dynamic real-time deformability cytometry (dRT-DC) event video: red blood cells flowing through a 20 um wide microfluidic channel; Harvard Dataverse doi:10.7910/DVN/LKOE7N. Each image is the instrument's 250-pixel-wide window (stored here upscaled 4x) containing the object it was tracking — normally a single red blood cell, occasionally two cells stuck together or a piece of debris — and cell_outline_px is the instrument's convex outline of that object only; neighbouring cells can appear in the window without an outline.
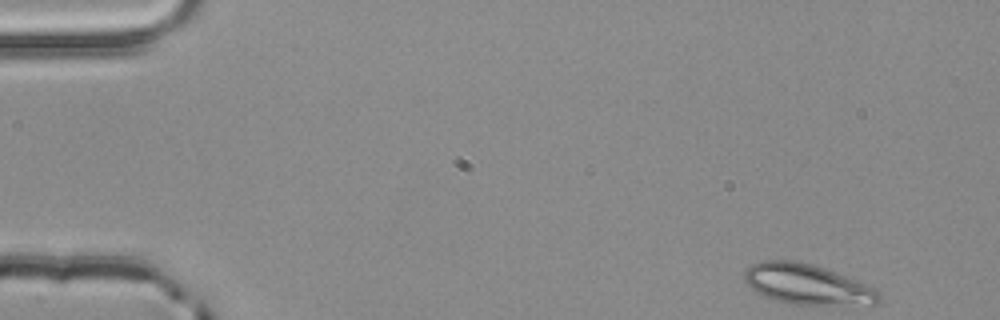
{"species": "common noctule bat (a hibernating species)", "species_latin": "Nyctalus noctula", "temperature_condition": "room temperature", "stored_images_in_passage": 51, "camera_frame_rate_fps": 3000, "um_per_image_px": 0.085, "animal": {"sex": "male", "body_mass_g": 20.4}, "frame": {"image": 1, "passage_image": 1, "time_ms": 0.0, "image_size_px": [1000, 320], "cell_outline_px": [[880, 300], [876, 304], [788, 304], [764, 296], [756, 292], [744, 280], [744, 272], [752, 264], [764, 260], [792, 260], [812, 264], [824, 268], [856, 280], [876, 288], [880, 292]], "centroid_in_image_um": [68.6, 24.16], "position_along_channel_um": 16.4, "area_um2": 31.33}}
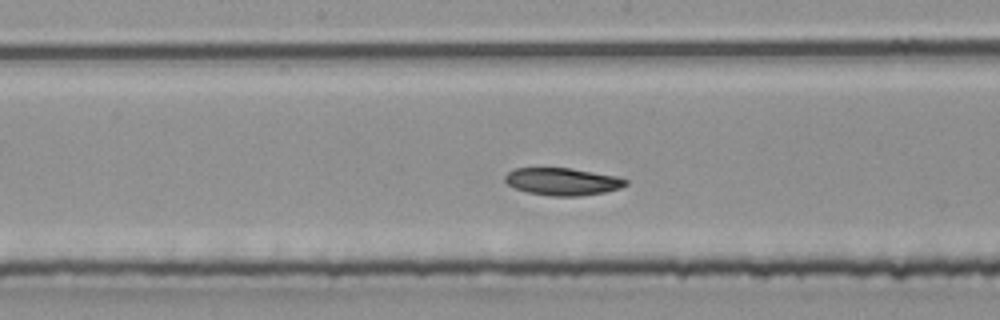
{"frame": {"image": 2, "passage_image": 25, "time_ms": 8.0, "image_size_px": [1000, 320], "cell_outline_px": [[628, 184], [620, 188], [604, 192], [580, 196], [552, 196], [528, 192], [516, 188], [508, 184], [504, 180], [504, 176], [508, 172], [516, 168], [572, 168], [616, 176], [628, 180]], "centroid_in_image_um": [47.83, 15.43], "position_along_channel_um": 200.4, "area_um2": 19.19}}
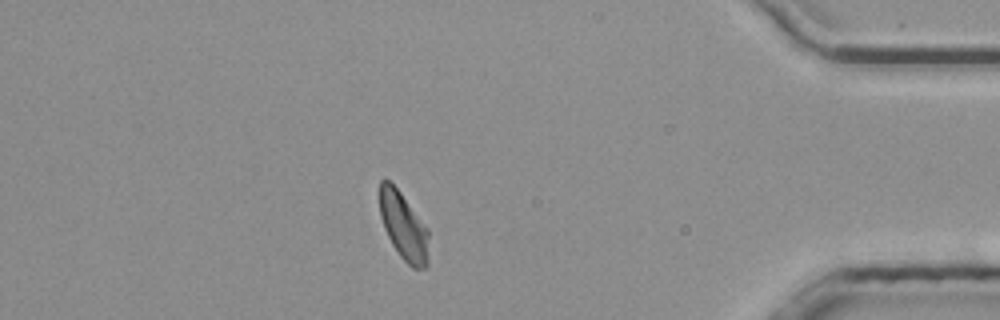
{"frame": {"image": 3, "passage_image": 44, "time_ms": 14.333, "image_size_px": [1000, 320], "cell_outline_px": [[428, 264], [424, 268], [412, 268], [400, 256], [392, 244], [384, 228], [380, 216], [380, 180], [388, 180], [400, 192], [428, 228]], "centroid_in_image_um": [34.31, 19.25], "position_along_channel_um": 400.9, "area_um2": 19.13}}